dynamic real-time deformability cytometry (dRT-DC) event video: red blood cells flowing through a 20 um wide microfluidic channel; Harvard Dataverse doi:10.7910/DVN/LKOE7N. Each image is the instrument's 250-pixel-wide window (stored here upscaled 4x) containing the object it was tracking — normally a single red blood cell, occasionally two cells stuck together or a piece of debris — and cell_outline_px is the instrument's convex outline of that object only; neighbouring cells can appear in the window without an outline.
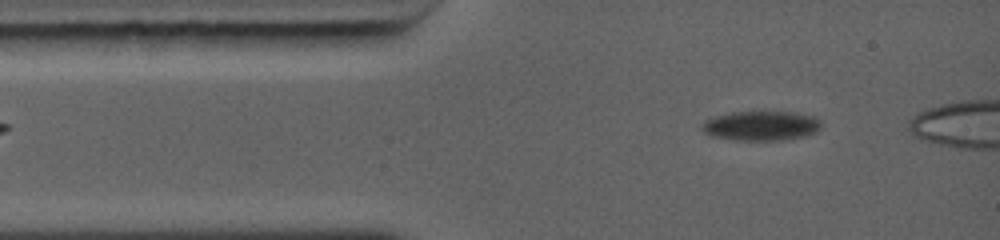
{"species": "common noctule bat (a hibernating species)", "species_latin": "Nyctalus noctula", "temperature_condition": "warm", "stored_images_in_passage": 25, "camera_frame_rate_fps": 5000, "um_per_image_px": 0.085, "animal": {"sex": "female", "body_mass_g": 19.0, "forearm_length_mm": 56.7}, "frame": {"image": 1, "passage_image": 3, "time_ms": 0.8, "image_size_px": [1000, 240], "cell_outline_px": [[820, 128], [816, 132], [804, 136], [784, 140], [732, 140], [712, 136], [704, 132], [700, 128], [704, 120], [712, 116], [732, 112], [792, 112], [812, 116], [820, 120]], "centroid_in_image_um": [64.64, 10.69], "position_along_channel_um": 20.4, "area_um2": 20.63}}
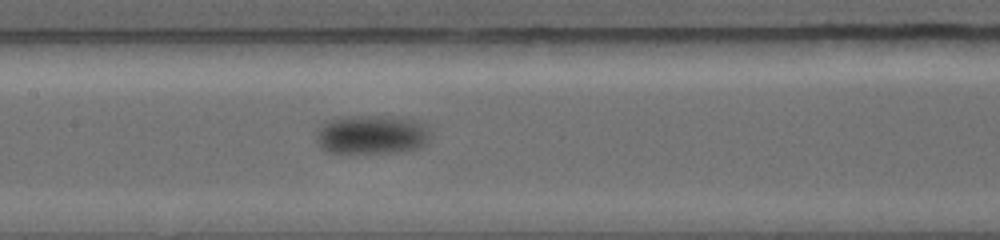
{"frame": {"image": 2, "passage_image": 15, "time_ms": 5.4, "image_size_px": [1000, 240], "cell_outline_px": [[432, 136], [420, 148], [404, 152], [324, 152], [320, 148], [316, 140], [316, 136], [320, 128], [328, 120], [340, 116], [392, 116], [412, 120], [424, 124]], "centroid_in_image_um": [31.6, 11.44], "position_along_channel_um": 175.8, "area_um2": 26.07}}
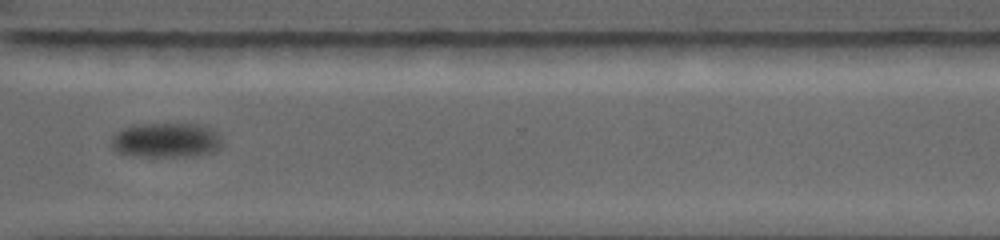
{"frame": {"image": 3, "passage_image": 22, "time_ms": 9.8, "image_size_px": [1000, 240], "cell_outline_px": [[220, 148], [212, 152], [200, 156], [132, 156], [120, 152], [112, 144], [112, 136], [116, 132], [124, 128], [136, 124], [200, 124], [212, 128], [220, 136]], "centroid_in_image_um": [14.16, 11.91], "position_along_channel_um": 356.4, "area_um2": 22.37}, "authors_computed_cell_mechanics": {"area_um2": 23.987, "velocity_mm_per_s": 4.0868, "shape_relaxation_time_tau1_ms": 1.9957, "shape_relaxation_time_tau2_ms": null, "deformation_change_tau1": 0.0777, "deformation_change_tau2": null}}